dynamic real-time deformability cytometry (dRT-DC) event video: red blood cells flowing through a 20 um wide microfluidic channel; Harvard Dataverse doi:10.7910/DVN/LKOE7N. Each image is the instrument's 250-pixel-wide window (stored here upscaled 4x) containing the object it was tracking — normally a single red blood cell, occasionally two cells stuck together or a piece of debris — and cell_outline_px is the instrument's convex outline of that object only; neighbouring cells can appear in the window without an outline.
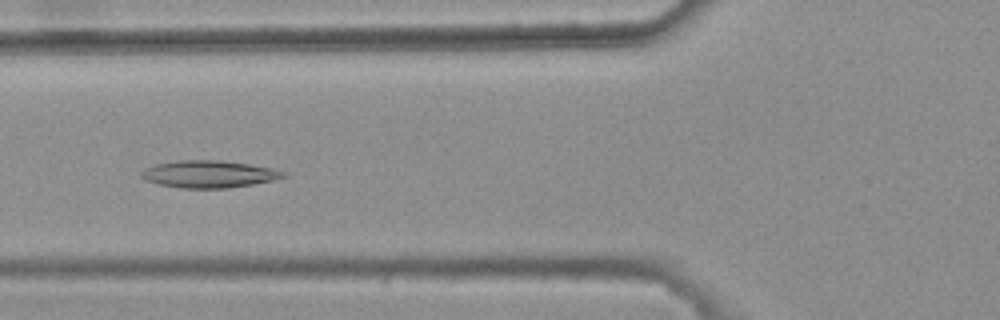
{"species": "common noctule bat (a hibernating species)", "species_latin": "Nyctalus noctula", "temperature_condition": "warm", "stored_images_in_passage": 30, "camera_frame_rate_fps": 3000, "um_per_image_px": 0.085, "animal": {"sex": "female", "body_mass_g": 25.1}, "frame": {"image": 1, "passage_image": 7, "time_ms": 2.0, "image_size_px": [1000, 320], "cell_outline_px": [[288, 176], [272, 180], [252, 184], [228, 188], [180, 188], [160, 184], [144, 180], [140, 176], [140, 172], [144, 168], [156, 164], [180, 160], [216, 160], [248, 164], [272, 168], [288, 172]], "centroid_in_image_um": [17.75, 14.8], "position_along_channel_um": 108.1, "area_um2": 22.48}}
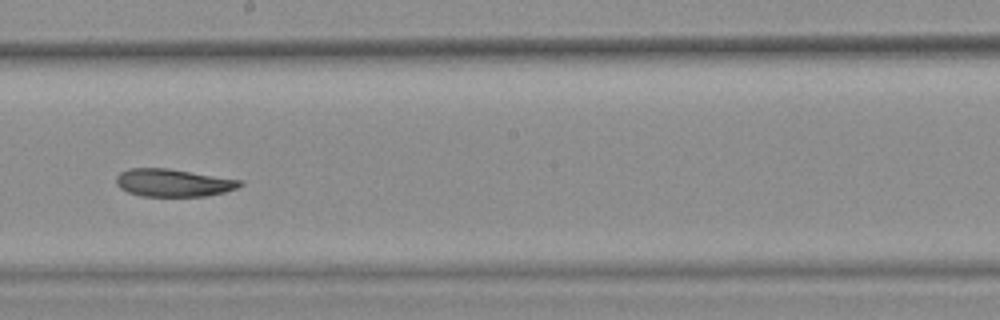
{"frame": {"image": 2, "passage_image": 17, "time_ms": 5.333, "image_size_px": [1000, 320], "cell_outline_px": [[244, 184], [236, 188], [224, 192], [208, 196], [140, 196], [128, 192], [120, 188], [116, 184], [116, 176], [120, 172], [128, 168], [168, 168], [244, 180]], "centroid_in_image_um": [14.73, 15.53], "position_along_channel_um": 233.5, "area_um2": 20.17}}
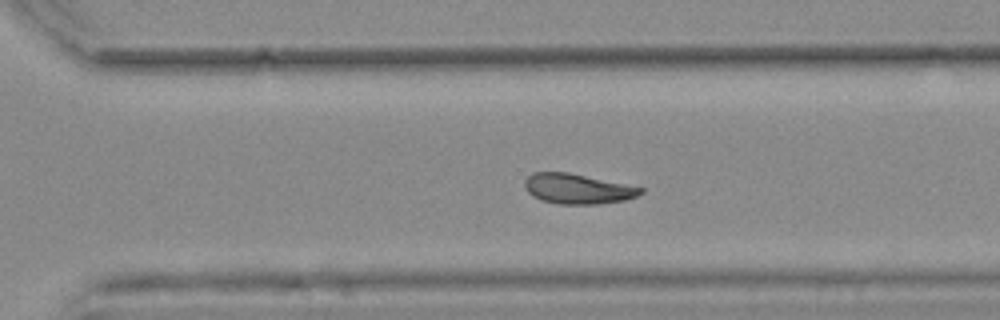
{"frame": {"image": 3, "passage_image": 24, "time_ms": 7.667, "image_size_px": [1000, 320], "cell_outline_px": [[644, 192], [636, 196], [624, 200], [596, 204], [556, 204], [540, 200], [532, 196], [524, 188], [524, 180], [532, 172], [568, 172], [644, 188]], "centroid_in_image_um": [49.04, 16.05], "position_along_channel_um": 321.6, "area_um2": 20.35}}